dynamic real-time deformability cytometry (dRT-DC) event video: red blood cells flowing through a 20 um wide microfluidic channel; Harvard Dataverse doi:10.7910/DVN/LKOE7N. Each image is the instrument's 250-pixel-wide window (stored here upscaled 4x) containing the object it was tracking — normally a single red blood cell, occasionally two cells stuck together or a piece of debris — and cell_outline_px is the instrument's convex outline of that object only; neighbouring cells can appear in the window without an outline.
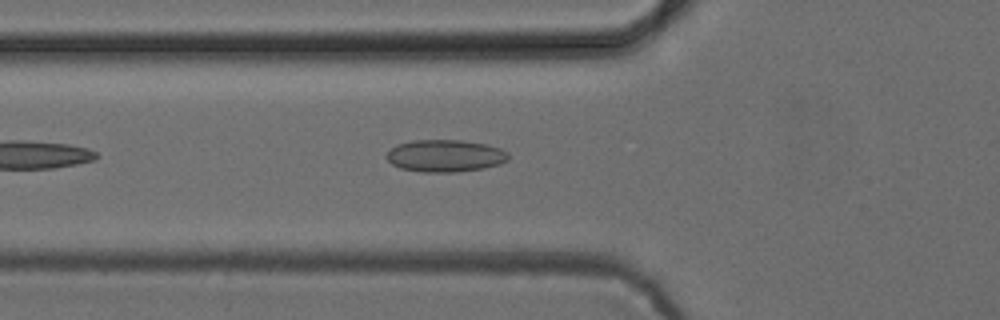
{"species": "common noctule bat (a hibernating species)", "species_latin": "Nyctalus noctula", "temperature_condition": "cold", "stored_images_in_passage": 22, "camera_frame_rate_fps": 3000, "um_per_image_px": 0.085, "animal": {"sex": "female", "body_mass_g": 24.6, "forearm_length_mm": 56.2}, "frame": {"image": 1, "passage_image": 6, "time_ms": 1.667, "image_size_px": [1000, 320], "cell_outline_px": [[508, 160], [500, 164], [484, 168], [456, 172], [420, 172], [400, 168], [392, 164], [384, 156], [396, 144], [412, 140], [460, 140], [484, 144], [500, 148], [508, 152]], "centroid_in_image_um": [37.82, 13.25], "position_along_channel_um": 88.0, "area_um2": 22.95}}
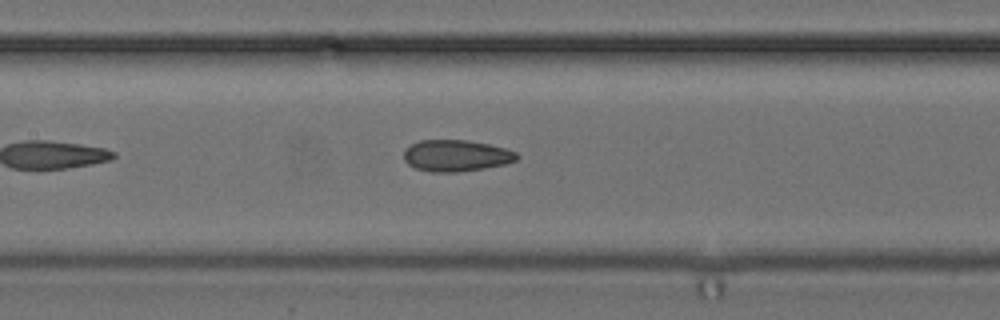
{"frame": {"image": 2, "passage_image": 12, "time_ms": 3.667, "image_size_px": [1000, 320], "cell_outline_px": [[520, 156], [516, 160], [504, 164], [484, 168], [456, 172], [432, 172], [416, 168], [408, 164], [404, 160], [404, 152], [412, 144], [420, 140], [468, 140], [488, 144], [504, 148], [516, 152]], "centroid_in_image_um": [38.78, 13.23], "position_along_channel_um": 168.6, "area_um2": 20.58}}
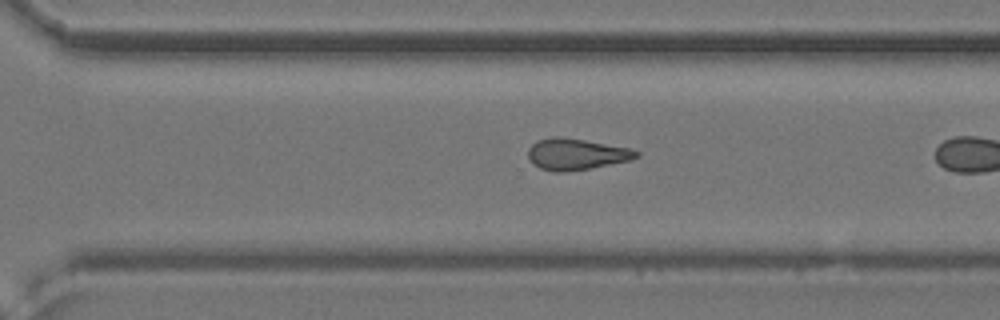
{"frame": {"image": 3, "passage_image": 21, "time_ms": 6.667, "image_size_px": [1000, 320], "cell_outline_px": [[640, 156], [632, 160], [588, 168], [564, 172], [552, 172], [540, 168], [532, 164], [528, 160], [528, 148], [536, 140], [552, 136], [560, 136], [632, 148], [640, 152]], "centroid_in_image_um": [48.96, 13.1], "position_along_channel_um": 321.6, "area_um2": 20.0}}